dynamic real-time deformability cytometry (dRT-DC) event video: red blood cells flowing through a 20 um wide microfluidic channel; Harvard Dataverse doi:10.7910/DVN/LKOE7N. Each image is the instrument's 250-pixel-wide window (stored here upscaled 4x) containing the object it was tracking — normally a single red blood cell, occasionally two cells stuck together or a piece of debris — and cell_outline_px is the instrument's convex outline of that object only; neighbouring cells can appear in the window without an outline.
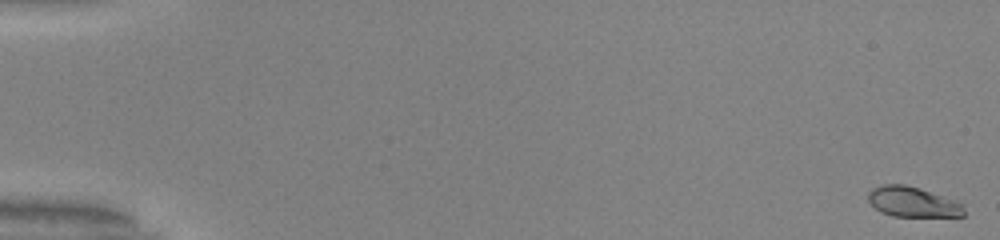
{"species": "common noctule bat (a hibernating species)", "species_latin": "Nyctalus noctula", "temperature_condition": "warm", "stored_images_in_passage": 53, "camera_frame_rate_fps": 3000, "um_per_image_px": 0.085, "animal": {"sex": "male", "body_mass_g": 20.0, "forearm_length_mm": 53.3}, "frame": {"image": 1, "passage_image": 1, "time_ms": 0.0, "image_size_px": [1000, 240], "cell_outline_px": [[964, 216], [892, 216], [880, 212], [868, 200], [868, 192], [872, 188], [884, 184], [904, 184], [920, 188], [956, 200], [964, 204]], "centroid_in_image_um": [77.59, 17.16], "position_along_channel_um": 7.4, "area_um2": 16.94}}
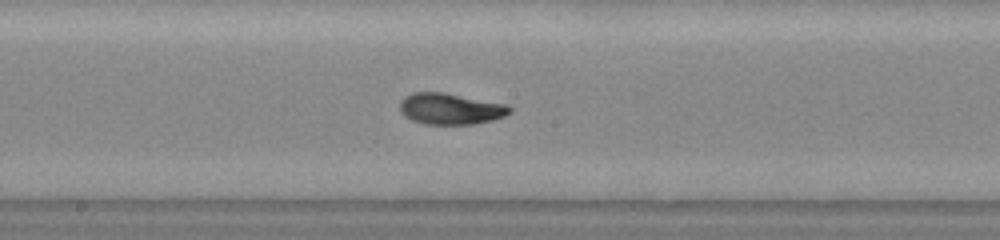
{"frame": {"image": 2, "passage_image": 30, "time_ms": 9.667, "image_size_px": [1000, 240], "cell_outline_px": [[512, 112], [504, 116], [492, 120], [476, 124], [424, 124], [412, 120], [404, 116], [400, 112], [400, 100], [404, 96], [412, 92], [444, 92], [508, 104], [512, 108]], "centroid_in_image_um": [38.29, 9.24], "position_along_channel_um": 209.9, "area_um2": 20.29}}
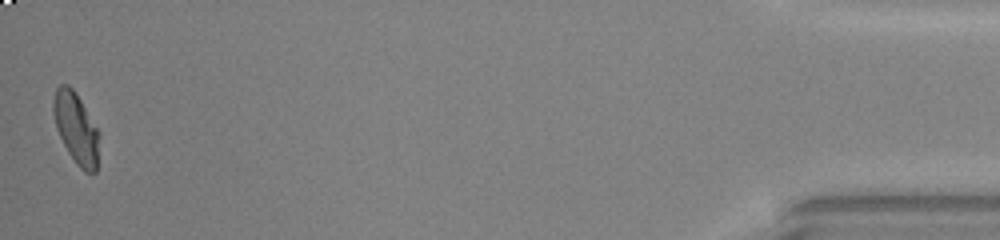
{"frame": {"image": 3, "passage_image": 53, "time_ms": 17.333, "image_size_px": [1000, 240], "cell_outline_px": [[100, 136], [96, 172], [84, 172], [76, 164], [68, 152], [56, 128], [52, 112], [52, 104], [56, 88], [60, 84], [68, 84], [76, 92], [100, 132]], "centroid_in_image_um": [6.47, 10.88], "position_along_channel_um": 428.7, "area_um2": 19.19}, "authors_computed_cell_mechanics": {"area_um2": 19.074, "velocity_mm_per_s": 3.9805, "shape_relaxation_time_tau1_ms": 5.1014, "shape_relaxation_time_tau2_ms": 1.1856, "deformation_change_tau1": 0.2254, "deformation_change_tau2": 0.0558}}